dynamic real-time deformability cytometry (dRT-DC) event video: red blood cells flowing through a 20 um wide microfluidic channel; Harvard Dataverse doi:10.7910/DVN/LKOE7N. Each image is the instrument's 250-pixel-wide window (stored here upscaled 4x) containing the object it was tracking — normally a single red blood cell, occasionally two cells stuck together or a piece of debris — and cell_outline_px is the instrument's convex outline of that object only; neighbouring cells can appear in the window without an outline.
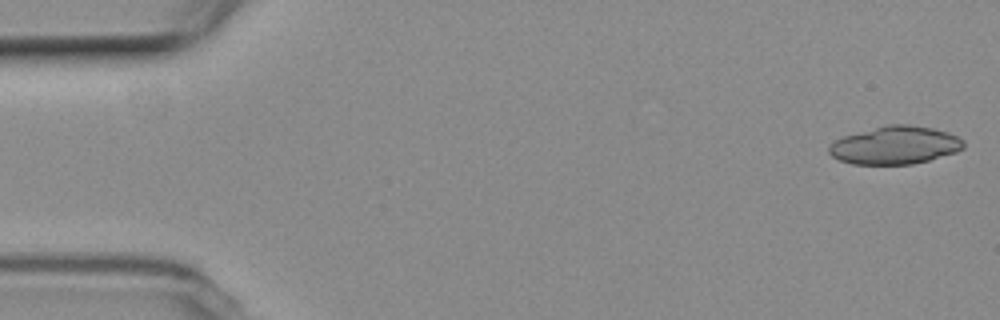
{"species": "common noctule bat (a hibernating species)", "species_latin": "Nyctalus noctula", "temperature_condition": "room temperature", "stored_images_in_passage": 56, "segment_of_instrument_passage": [1, 2], "camera_frame_rate_fps": 3000, "um_per_image_px": 0.085, "animal": {"sex": "female", "body_mass_g": 19.3, "forearm_length_mm": 54.1}, "frame": {"image": 1, "passage_image": 1, "time_ms": 0.0, "image_size_px": [1000, 320], "cell_outline_px": [[964, 148], [956, 152], [928, 160], [912, 164], [852, 164], [840, 160], [832, 156], [828, 152], [828, 148], [836, 140], [844, 136], [888, 124], [908, 124], [932, 128], [948, 132], [964, 140]], "centroid_in_image_um": [76.1, 12.34], "position_along_channel_um": 8.9, "area_um2": 29.54}}